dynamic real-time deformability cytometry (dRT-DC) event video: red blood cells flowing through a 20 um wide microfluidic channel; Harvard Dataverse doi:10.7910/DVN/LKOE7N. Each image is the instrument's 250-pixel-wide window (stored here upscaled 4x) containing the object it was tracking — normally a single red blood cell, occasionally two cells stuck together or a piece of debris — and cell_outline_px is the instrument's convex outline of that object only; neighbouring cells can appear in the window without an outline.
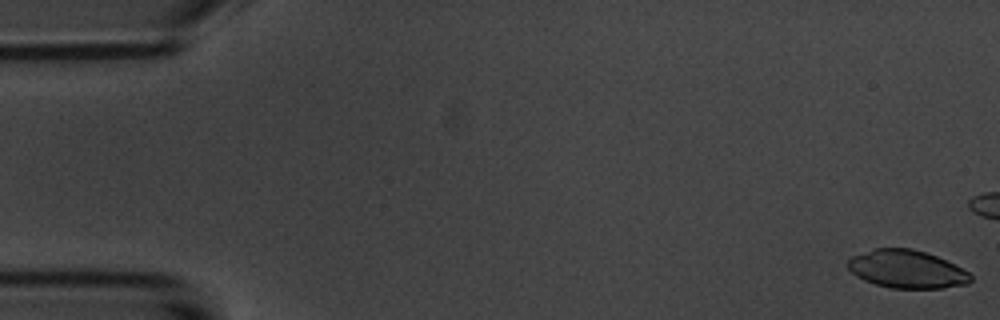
{"species": "common noctule bat (a hibernating species)", "species_latin": "Nyctalus noctula", "temperature_condition": "room temperature", "stored_images_in_passage": 7, "camera_frame_rate_fps": 3000, "um_per_image_px": 0.085, "animal": {"sex": "male", "body_mass_g": 20.1, "forearm_length_mm": 53.5}, "frame": {"image": 1, "passage_image": 1, "time_ms": 0.0, "image_size_px": [1000, 320], "cell_outline_px": [[972, 280], [968, 284], [944, 288], [892, 288], [876, 284], [864, 280], [856, 276], [848, 268], [848, 260], [852, 256], [876, 248], [912, 248], [936, 256], [968, 272], [972, 276]], "centroid_in_image_um": [77.07, 22.89], "position_along_channel_um": 7.9, "area_um2": 26.93}}
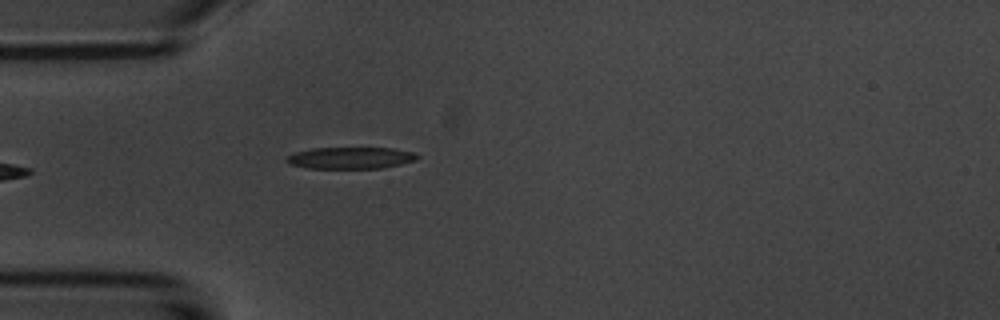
{"frame": {"image": 2, "passage_image": 7, "time_ms": 7.667, "image_size_px": [1000, 320], "cell_outline_px": [[420, 156], [416, 160], [400, 164], [380, 168], [308, 168], [288, 164], [284, 160], [288, 156], [296, 152], [312, 148], [396, 148], [412, 152]], "centroid_in_image_um": [29.79, 13.42], "position_along_channel_um": 55.2, "area_um2": 16.47}}